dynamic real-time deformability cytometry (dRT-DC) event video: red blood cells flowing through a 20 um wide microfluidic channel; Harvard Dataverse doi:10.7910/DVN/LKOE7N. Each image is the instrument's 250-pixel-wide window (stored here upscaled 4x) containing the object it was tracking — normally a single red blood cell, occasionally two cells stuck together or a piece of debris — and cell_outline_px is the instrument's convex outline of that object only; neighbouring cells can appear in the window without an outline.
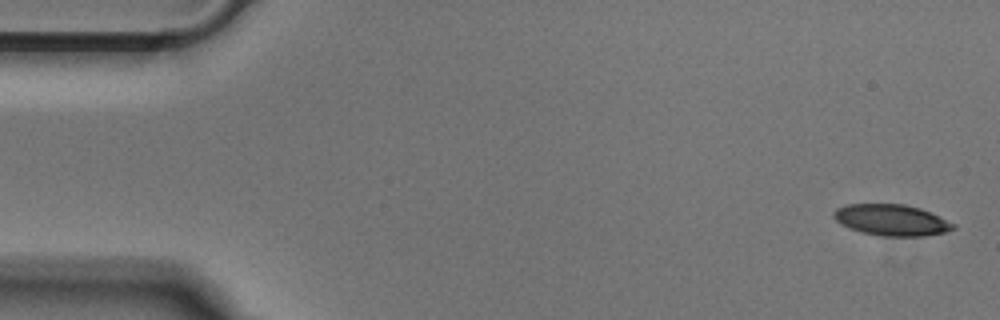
{"species": "Egyptian fruit bat (a non-hibernating species)", "species_latin": "Rousettus aegyptiacus", "temperature_condition": "cold", "stored_images_in_passage": 45, "camera_frame_rate_fps": 3000, "um_per_image_px": 0.085, "animal": {"sex": "male"}, "frame": {"image": 1, "passage_image": 1, "time_ms": 0.0, "image_size_px": [1000, 320], "cell_outline_px": [[956, 228], [944, 232], [924, 236], [880, 236], [860, 232], [848, 228], [840, 224], [832, 216], [832, 212], [836, 208], [848, 204], [904, 204], [920, 208], [956, 224]], "centroid_in_image_um": [75.74, 18.7], "position_along_channel_um": 9.3, "area_um2": 21.85}}
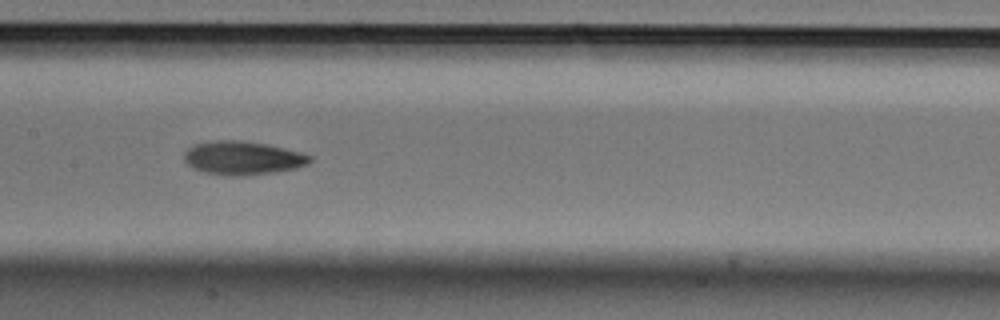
{"frame": {"image": 2, "passage_image": 24, "time_ms": 7.667, "image_size_px": [1000, 320], "cell_outline_px": [[312, 160], [308, 164], [296, 168], [272, 172], [244, 176], [224, 176], [204, 172], [192, 168], [184, 160], [184, 152], [188, 148], [196, 144], [216, 140], [240, 140], [268, 144], [300, 152], [312, 156]], "centroid_in_image_um": [20.62, 13.43], "position_along_channel_um": 186.8, "area_um2": 24.68}}
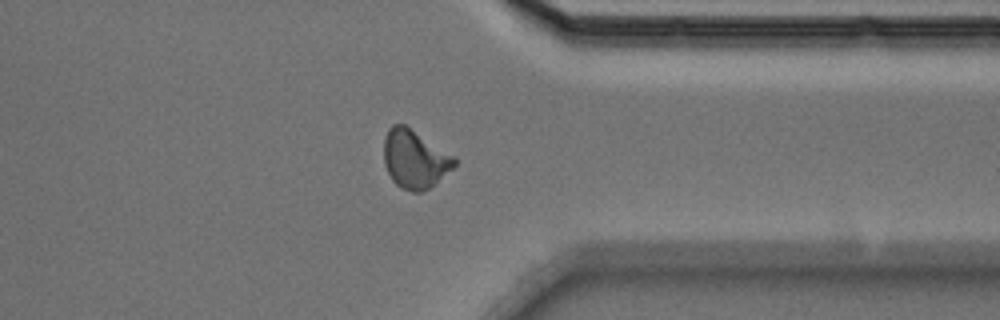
{"frame": {"image": 3, "passage_image": 39, "time_ms": 12.667, "image_size_px": [1000, 320], "cell_outline_px": [[456, 164], [452, 168], [428, 188], [420, 192], [412, 192], [400, 188], [392, 180], [384, 164], [384, 136], [388, 128], [392, 124], [404, 124], [456, 156]], "centroid_in_image_um": [35.23, 13.5], "position_along_channel_um": 376.2, "area_um2": 23.99}}